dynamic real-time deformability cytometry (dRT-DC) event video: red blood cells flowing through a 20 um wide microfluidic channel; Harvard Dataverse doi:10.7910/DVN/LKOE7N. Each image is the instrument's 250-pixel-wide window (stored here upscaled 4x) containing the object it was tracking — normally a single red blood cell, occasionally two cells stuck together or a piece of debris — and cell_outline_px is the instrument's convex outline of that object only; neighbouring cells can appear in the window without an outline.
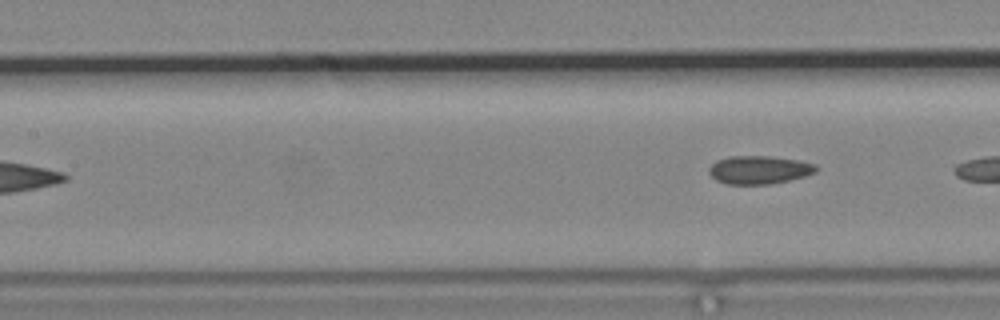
{"species": "common noctule bat (a hibernating species)", "species_latin": "Nyctalus noctula", "temperature_condition": "cold", "stored_images_in_passage": 6, "camera_frame_rate_fps": 3000, "um_per_image_px": 0.085, "animal": {"sex": "male", "body_mass_g": 19.2, "forearm_length_mm": 51.8}, "frame": {"image": 1, "passage_image": 6, "time_ms": 6.0, "image_size_px": [1000, 320], "cell_outline_px": [[820, 168], [816, 172], [804, 176], [788, 180], [768, 184], [728, 184], [716, 180], [708, 172], [708, 168], [716, 160], [728, 156], [768, 156], [800, 160], [816, 164]], "centroid_in_image_um": [64.53, 14.42], "position_along_channel_um": 142.9, "area_um2": 17.69}}